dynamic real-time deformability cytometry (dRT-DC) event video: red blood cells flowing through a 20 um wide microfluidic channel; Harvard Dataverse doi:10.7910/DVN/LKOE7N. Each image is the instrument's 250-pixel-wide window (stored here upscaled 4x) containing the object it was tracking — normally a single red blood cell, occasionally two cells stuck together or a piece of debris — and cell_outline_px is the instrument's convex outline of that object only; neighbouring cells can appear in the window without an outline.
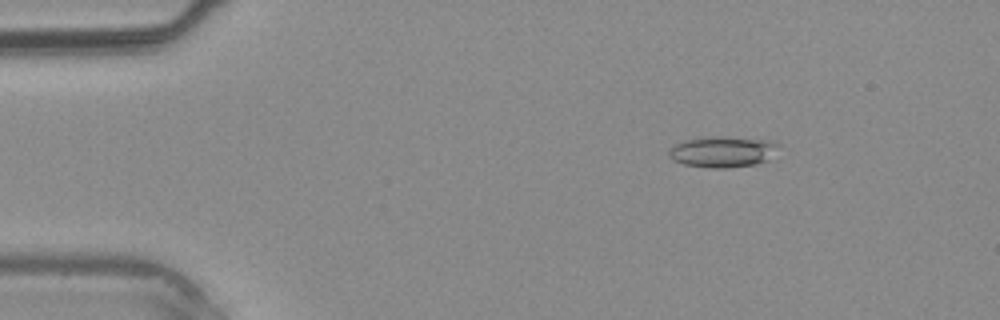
{"species": "common noctule bat (a hibernating species)", "species_latin": "Nyctalus noctula", "temperature_condition": "warm", "stored_images_in_passage": 34, "camera_frame_rate_fps": 3000, "um_per_image_px": 0.085, "animal": {"sex": "male", "body_mass_g": 20.4}, "frame": {"image": 1, "passage_image": 1, "time_ms": 0.0, "image_size_px": [1000, 320], "cell_outline_px": [[780, 144], [768, 160], [756, 164], [724, 168], [708, 168], [684, 164], [672, 160], [668, 156], [668, 152], [676, 144], [684, 140], [712, 136], [716, 136], [776, 140]], "centroid_in_image_um": [61.44, 12.89], "position_along_channel_um": 23.6, "area_um2": 19.88}}
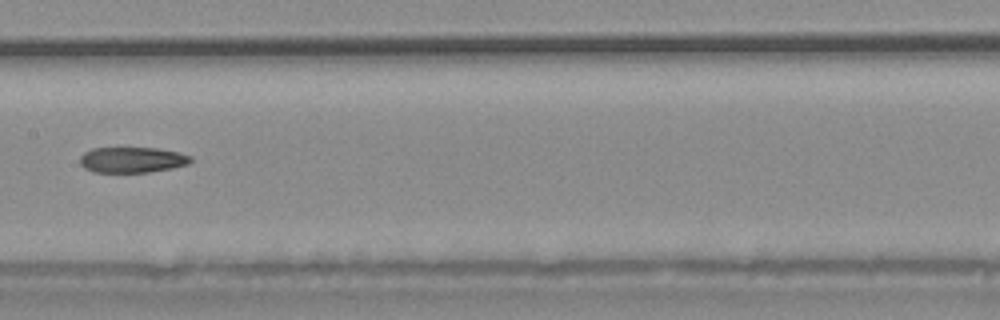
{"frame": {"image": 2, "passage_image": 15, "time_ms": 4.667, "image_size_px": [1000, 320], "cell_outline_px": [[192, 160], [188, 164], [172, 168], [148, 172], [92, 172], [84, 168], [80, 164], [80, 156], [84, 152], [92, 148], [156, 148], [180, 152], [192, 156]], "centroid_in_image_um": [11.23, 13.58], "position_along_channel_um": 196.2, "area_um2": 16.65}}
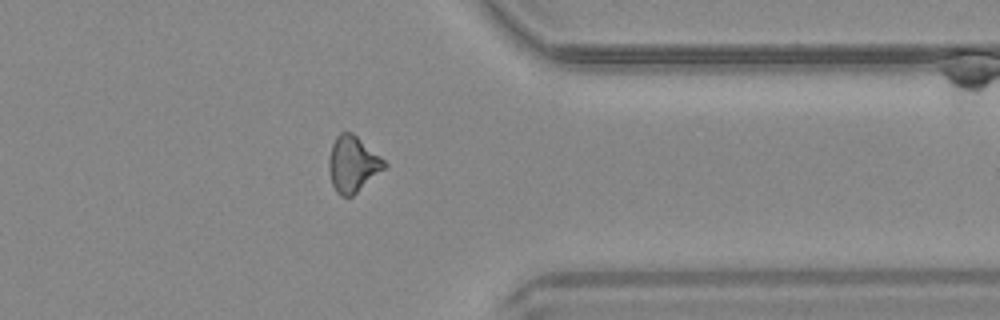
{"frame": {"image": 3, "passage_image": 26, "time_ms": 8.333, "image_size_px": [1000, 320], "cell_outline_px": [[388, 164], [384, 168], [352, 196], [340, 196], [336, 192], [332, 184], [328, 168], [328, 160], [332, 144], [336, 136], [340, 132], [352, 132], [380, 156]], "centroid_in_image_um": [29.95, 13.94], "position_along_channel_um": 381.4, "area_um2": 17.86}}